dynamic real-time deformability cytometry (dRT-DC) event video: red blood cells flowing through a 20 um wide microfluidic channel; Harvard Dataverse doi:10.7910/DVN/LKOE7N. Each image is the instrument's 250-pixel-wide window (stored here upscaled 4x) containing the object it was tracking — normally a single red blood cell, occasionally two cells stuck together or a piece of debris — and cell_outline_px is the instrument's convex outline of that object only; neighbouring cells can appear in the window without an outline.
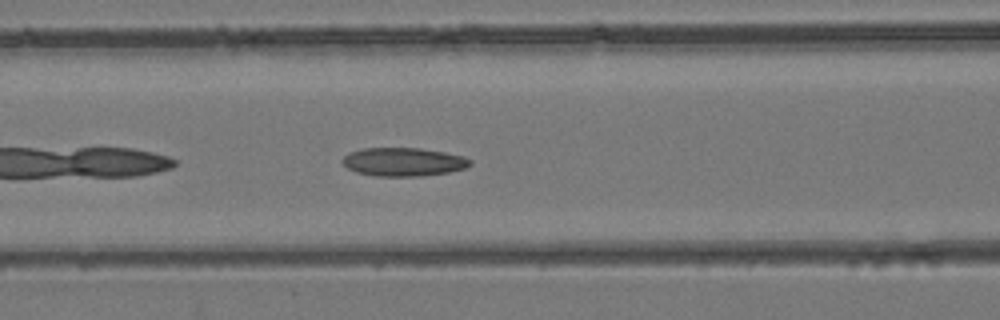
{"species": "common noctule bat (a hibernating species)", "species_latin": "Nyctalus noctula", "temperature_condition": "room temperature", "stored_images_in_passage": 24, "camera_frame_rate_fps": 3000, "um_per_image_px": 0.085, "animal": {"sex": "female", "body_mass_g": 24.6, "forearm_length_mm": 56.2}, "frame": {"image": 1, "passage_image": 6, "time_ms": 1.667, "image_size_px": [1000, 320], "cell_outline_px": [[472, 164], [464, 168], [448, 172], [420, 176], [376, 176], [356, 172], [348, 168], [340, 160], [348, 152], [360, 148], [420, 148], [444, 152], [464, 156], [472, 160]], "centroid_in_image_um": [34.27, 13.75], "position_along_channel_um": 132.3, "area_um2": 21.27}}
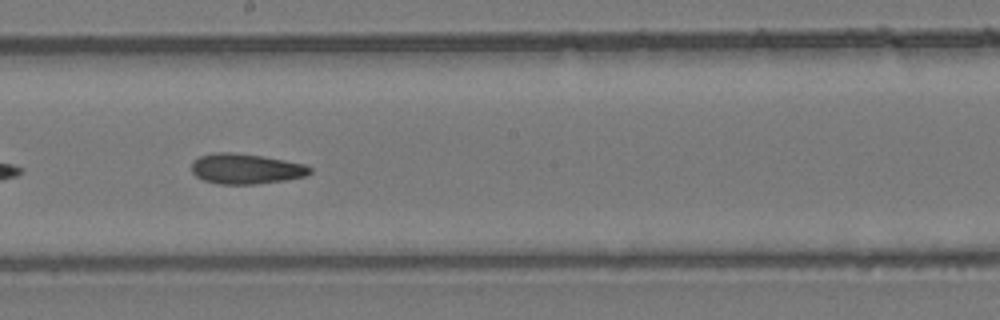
{"frame": {"image": 2, "passage_image": 12, "time_ms": 3.667, "image_size_px": [1000, 320], "cell_outline_px": [[312, 172], [304, 176], [284, 180], [256, 184], [220, 184], [204, 180], [196, 176], [192, 172], [192, 160], [200, 156], [212, 152], [232, 152], [260, 156], [284, 160], [304, 164], [312, 168]], "centroid_in_image_um": [20.87, 14.34], "position_along_channel_um": 227.3, "area_um2": 20.81}}
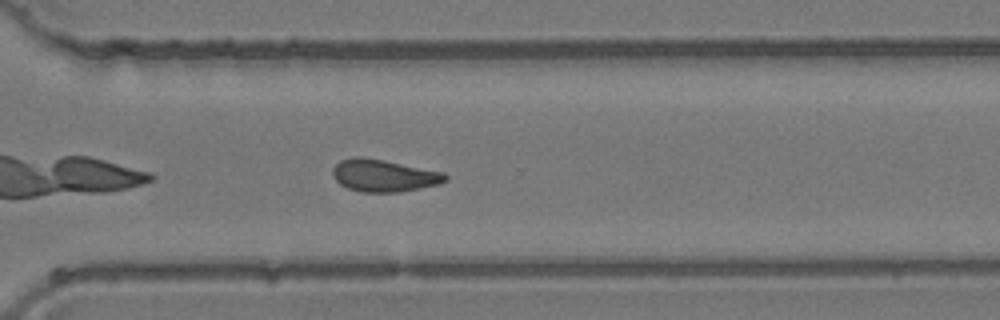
{"frame": {"image": 3, "passage_image": 19, "time_ms": 6.0, "image_size_px": [1000, 320], "cell_outline_px": [[448, 180], [440, 184], [400, 192], [364, 192], [348, 188], [340, 184], [336, 180], [332, 172], [332, 168], [340, 160], [356, 156], [360, 156], [384, 160], [444, 172], [448, 176]], "centroid_in_image_um": [32.64, 14.92], "position_along_channel_um": 338.0, "area_um2": 21.21}}